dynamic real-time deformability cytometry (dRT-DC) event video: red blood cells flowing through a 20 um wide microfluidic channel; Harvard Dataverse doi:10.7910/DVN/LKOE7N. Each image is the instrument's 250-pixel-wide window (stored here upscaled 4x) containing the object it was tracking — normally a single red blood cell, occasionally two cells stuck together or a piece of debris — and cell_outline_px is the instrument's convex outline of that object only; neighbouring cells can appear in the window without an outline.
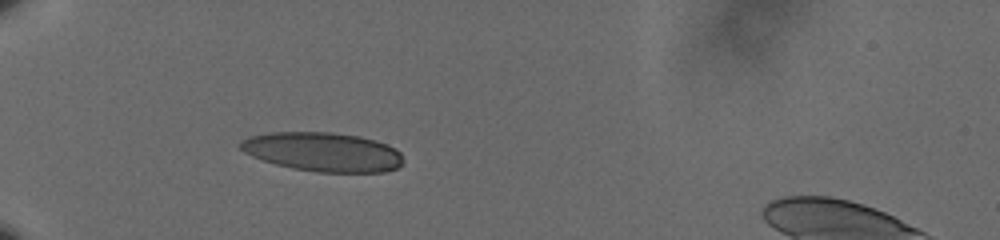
{"species": "human", "species_latin": "Homo sapiens", "temperature_condition": "cold", "stored_images_in_passage": 40, "camera_frame_rate_fps": 3000, "um_per_image_px": 0.085, "donor": {"sex": "male"}, "frame": {"image": 1, "passage_image": 1, "time_ms": 0.0, "image_size_px": [1000, 240], "cell_outline_px": [[400, 164], [396, 168], [384, 172], [320, 172], [292, 168], [276, 164], [252, 156], [244, 152], [236, 144], [240, 140], [248, 136], [268, 132], [332, 132], [360, 136], [376, 140], [388, 144], [396, 148], [400, 152]], "centroid_in_image_um": [27.4, 12.89], "position_along_channel_um": 57.6, "area_um2": 37.22}}
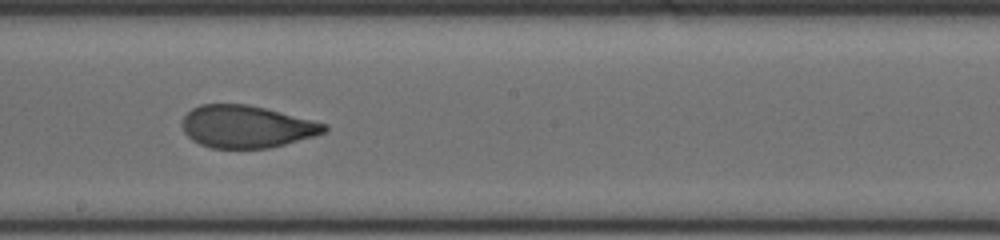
{"frame": {"image": 2, "passage_image": 17, "time_ms": 5.333, "image_size_px": [1000, 240], "cell_outline_px": [[328, 128], [324, 132], [312, 136], [284, 144], [268, 148], [212, 148], [200, 144], [192, 140], [184, 132], [180, 124], [184, 116], [192, 108], [200, 104], [248, 104], [328, 124]], "centroid_in_image_um": [20.9, 10.76], "position_along_channel_um": 227.3, "area_um2": 34.85}}
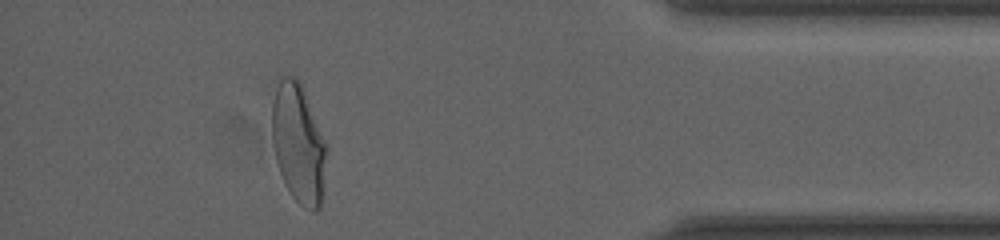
{"frame": {"image": 3, "passage_image": 35, "time_ms": 11.333, "image_size_px": [1000, 240], "cell_outline_px": [[328, 148], [320, 208], [316, 212], [312, 212], [304, 208], [292, 196], [284, 184], [276, 160], [272, 140], [272, 104], [276, 88], [280, 76], [292, 76], [300, 84], [304, 92], [328, 144]], "centroid_in_image_um": [25.38, 12.24], "position_along_channel_um": 409.8, "area_um2": 38.03}, "authors_computed_cell_mechanics": {"area_um2": 36.9053, "velocity_mm_per_s": 3.5804, "shape_relaxation_time_tau1_ms": 6.5957, "shape_relaxation_time_tau2_ms": 0.991, "deformation_change_tau1": 0.1905, "deformation_change_tau2": 0.0673}}